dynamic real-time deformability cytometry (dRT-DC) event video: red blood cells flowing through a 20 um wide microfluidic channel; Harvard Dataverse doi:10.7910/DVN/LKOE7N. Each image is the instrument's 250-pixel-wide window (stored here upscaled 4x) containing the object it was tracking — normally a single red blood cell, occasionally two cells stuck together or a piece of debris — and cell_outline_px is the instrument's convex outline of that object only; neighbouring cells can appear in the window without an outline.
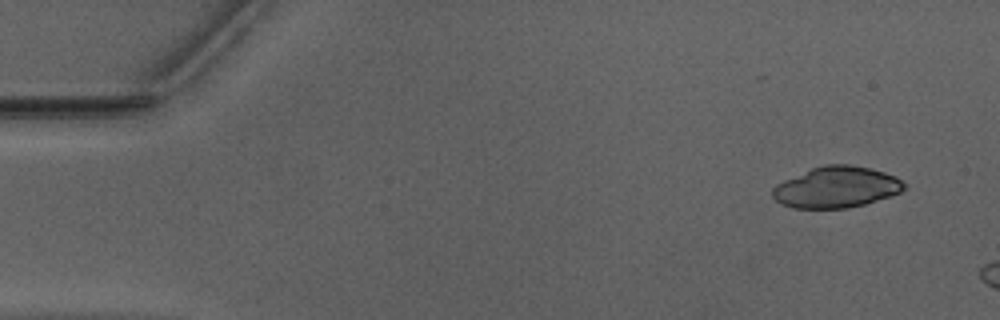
{"species": "Egyptian fruit bat (a non-hibernating species)", "species_latin": "Rousettus aegyptiacus", "temperature_condition": "warm", "stored_images_in_passage": 6, "camera_frame_rate_fps": 3000, "um_per_image_px": 0.085, "animal": {"sex": "male"}, "frame": {"image": 1, "passage_image": 1, "time_ms": 0.0, "image_size_px": [1000, 320], "cell_outline_px": [[904, 188], [900, 192], [864, 204], [848, 208], [792, 208], [780, 204], [772, 196], [772, 188], [776, 184], [784, 180], [812, 168], [824, 164], [848, 164], [868, 168], [884, 172], [900, 180], [904, 184]], "centroid_in_image_um": [71.03, 15.92], "position_along_channel_um": 14.0, "area_um2": 31.21}}